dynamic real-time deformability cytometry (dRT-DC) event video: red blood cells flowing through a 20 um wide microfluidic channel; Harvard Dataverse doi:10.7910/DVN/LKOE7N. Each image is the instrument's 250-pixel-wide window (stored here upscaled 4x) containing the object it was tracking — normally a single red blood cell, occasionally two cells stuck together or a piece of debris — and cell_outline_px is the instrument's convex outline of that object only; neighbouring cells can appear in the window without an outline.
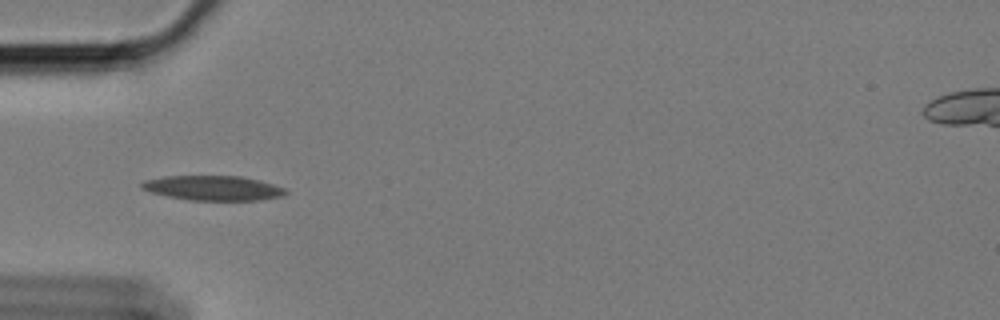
{"species": "Egyptian fruit bat (a non-hibernating species)", "species_latin": "Rousettus aegyptiacus", "temperature_condition": "cold", "stored_images_in_passage": 41, "camera_frame_rate_fps": 3000, "um_per_image_px": 0.085, "animal": {"sex": "female"}, "frame": {"image": 1, "passage_image": 1, "time_ms": 0.0, "image_size_px": [1000, 320], "cell_outline_px": [[288, 192], [284, 196], [260, 200], [188, 200], [168, 196], [152, 192], [140, 188], [140, 184], [144, 180], [164, 176], [240, 176], [260, 180], [288, 188]], "centroid_in_image_um": [18.16, 15.98], "position_along_channel_um": 66.8, "area_um2": 20.92}}
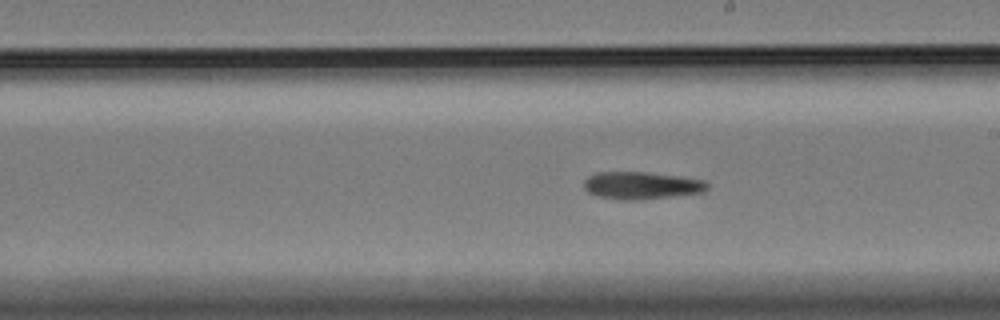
{"frame": {"image": 2, "passage_image": 16, "time_ms": 5.0, "image_size_px": [1000, 320], "cell_outline_px": [[708, 188], [704, 192], [636, 200], [620, 200], [600, 196], [588, 192], [584, 188], [584, 180], [588, 176], [596, 172], [648, 172], [704, 180], [708, 184]], "centroid_in_image_um": [54.5, 15.76], "position_along_channel_um": 234.5, "area_um2": 19.54}}
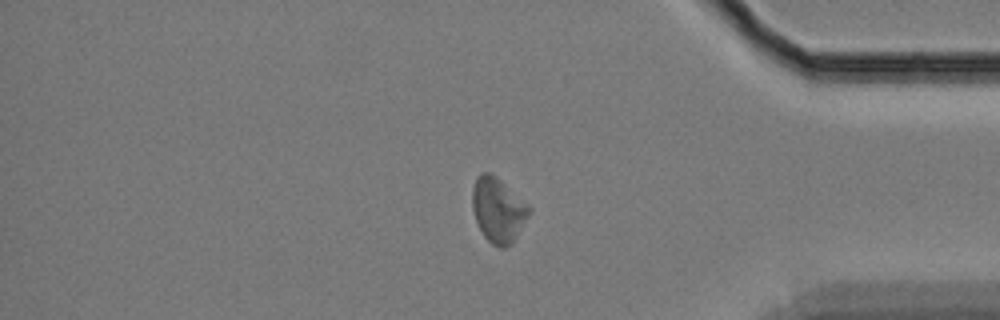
{"frame": {"image": 3, "passage_image": 32, "time_ms": 10.333, "image_size_px": [1000, 320], "cell_outline_px": [[532, 208], [528, 216], [512, 244], [504, 248], [500, 248], [492, 244], [484, 236], [476, 220], [472, 208], [472, 188], [476, 176], [480, 172], [488, 172], [496, 176], [528, 204]], "centroid_in_image_um": [42.33, 17.83], "position_along_channel_um": 392.9, "area_um2": 21.39}}